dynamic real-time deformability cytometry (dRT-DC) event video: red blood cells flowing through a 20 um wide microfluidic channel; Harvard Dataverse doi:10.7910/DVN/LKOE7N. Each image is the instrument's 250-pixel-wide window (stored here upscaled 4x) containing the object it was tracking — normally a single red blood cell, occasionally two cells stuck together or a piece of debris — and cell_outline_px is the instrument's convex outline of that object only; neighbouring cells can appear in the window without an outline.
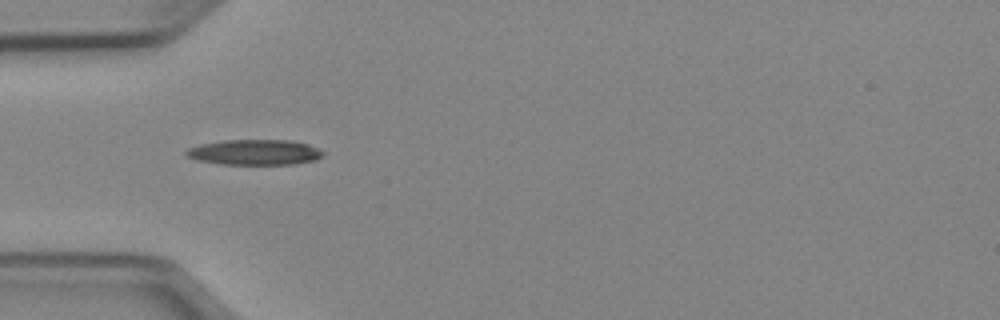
{"species": "Egyptian fruit bat (a non-hibernating species)", "species_latin": "Rousettus aegyptiacus", "temperature_condition": "cold", "stored_images_in_passage": 36, "camera_frame_rate_fps": 3000, "um_per_image_px": 0.085, "animal": {"sex": "female"}, "frame": {"image": 1, "passage_image": 1, "time_ms": 0.0, "image_size_px": [1000, 320], "cell_outline_px": [[324, 156], [316, 160], [296, 164], [220, 164], [196, 160], [184, 156], [184, 152], [188, 148], [200, 144], [224, 140], [288, 140], [308, 144], [324, 152]], "centroid_in_image_um": [21.62, 12.95], "position_along_channel_um": 63.4, "area_um2": 20.4}}
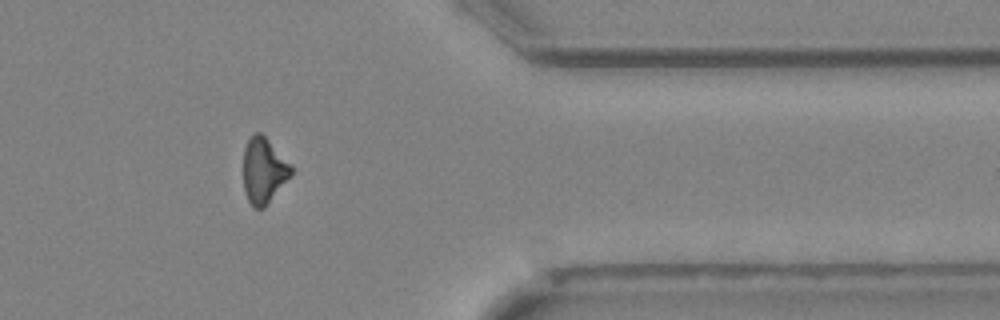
{"frame": {"image": 2, "passage_image": 27, "time_ms": 8.667, "image_size_px": [1000, 320], "cell_outline_px": [[292, 172], [264, 208], [256, 208], [248, 200], [244, 192], [244, 148], [248, 140], [256, 132], [260, 132], [292, 164]], "centroid_in_image_um": [22.4, 14.48], "position_along_channel_um": 389.0, "area_um2": 17.86}}
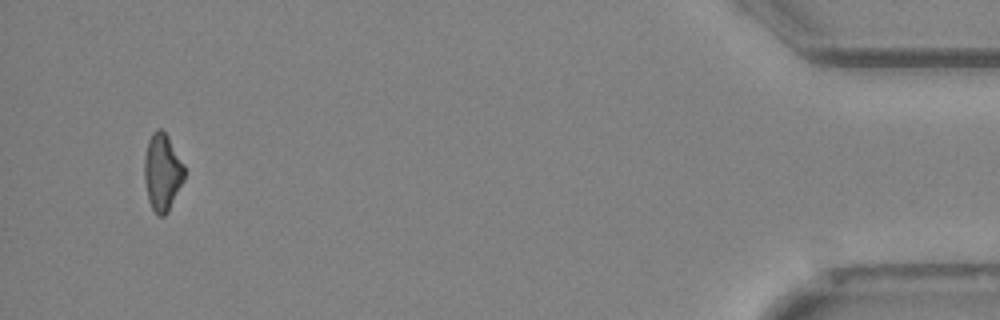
{"frame": {"image": 3, "passage_image": 34, "time_ms": 11.0, "image_size_px": [1000, 320], "cell_outline_px": [[184, 180], [168, 212], [164, 216], [160, 216], [152, 208], [148, 200], [144, 180], [144, 156], [148, 140], [152, 132], [156, 128], [160, 128], [168, 136], [184, 164]], "centroid_in_image_um": [13.79, 14.62], "position_along_channel_um": 421.4, "area_um2": 18.09}, "authors_computed_cell_mechanics": {"area_um2": 19.2763, "velocity_mm_per_s": 3.9609, "shape_relaxation_time_tau1_ms": 8.737, "shape_relaxation_time_tau2_ms": null, "deformation_change_tau1": 0.179, "deformation_change_tau2": null}}